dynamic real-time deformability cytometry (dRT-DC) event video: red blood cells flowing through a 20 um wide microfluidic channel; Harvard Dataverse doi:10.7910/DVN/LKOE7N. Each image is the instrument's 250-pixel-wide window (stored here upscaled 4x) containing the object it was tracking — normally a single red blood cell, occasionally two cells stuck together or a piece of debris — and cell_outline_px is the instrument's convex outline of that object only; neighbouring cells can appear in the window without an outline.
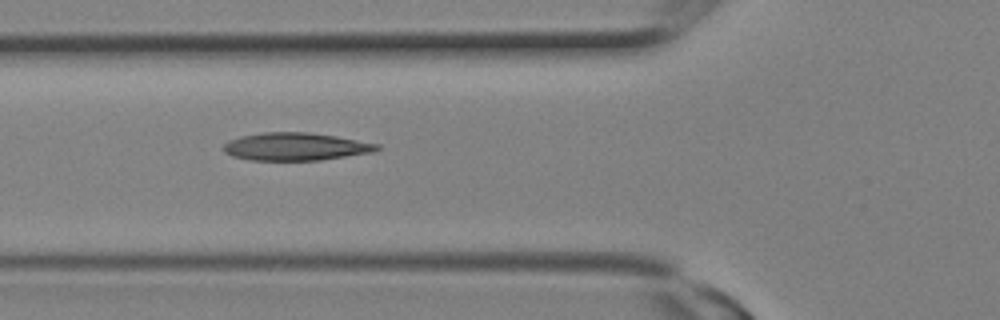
{"species": "Egyptian fruit bat (a non-hibernating species)", "species_latin": "Rousettus aegyptiacus", "temperature_condition": "room temperature", "stored_images_in_passage": 5, "camera_frame_rate_fps": 3000, "um_per_image_px": 0.085, "animal": {"sex": "female"}, "frame": {"image": 1, "passage_image": 2, "time_ms": 0.333, "image_size_px": [1000, 320], "cell_outline_px": [[380, 148], [372, 152], [320, 160], [252, 160], [232, 156], [224, 152], [224, 144], [228, 140], [240, 136], [264, 132], [308, 132], [336, 136], [380, 144]], "centroid_in_image_um": [25.11, 12.45], "position_along_channel_um": 100.7, "area_um2": 24.74}}
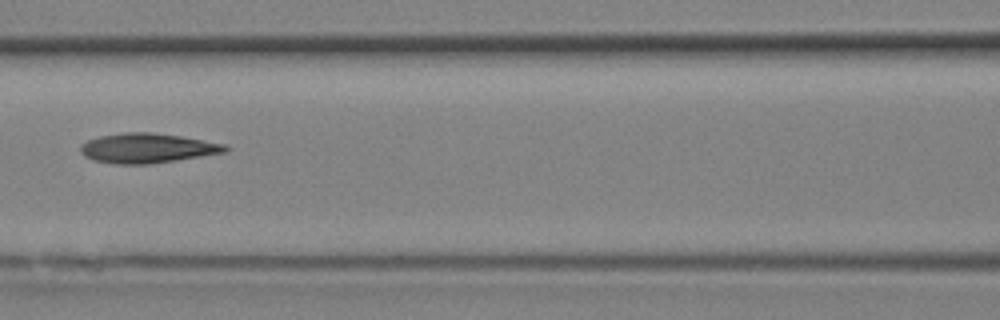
{"frame": {"image": 2, "passage_image": 4, "time_ms": 1.0, "image_size_px": [1000, 320], "cell_outline_px": [[228, 148], [224, 152], [148, 164], [116, 164], [96, 160], [84, 156], [80, 152], [80, 148], [88, 140], [100, 136], [124, 132], [152, 132], [180, 136], [228, 144]], "centroid_in_image_um": [12.51, 12.58], "position_along_channel_um": 154.1, "area_um2": 24.68}}